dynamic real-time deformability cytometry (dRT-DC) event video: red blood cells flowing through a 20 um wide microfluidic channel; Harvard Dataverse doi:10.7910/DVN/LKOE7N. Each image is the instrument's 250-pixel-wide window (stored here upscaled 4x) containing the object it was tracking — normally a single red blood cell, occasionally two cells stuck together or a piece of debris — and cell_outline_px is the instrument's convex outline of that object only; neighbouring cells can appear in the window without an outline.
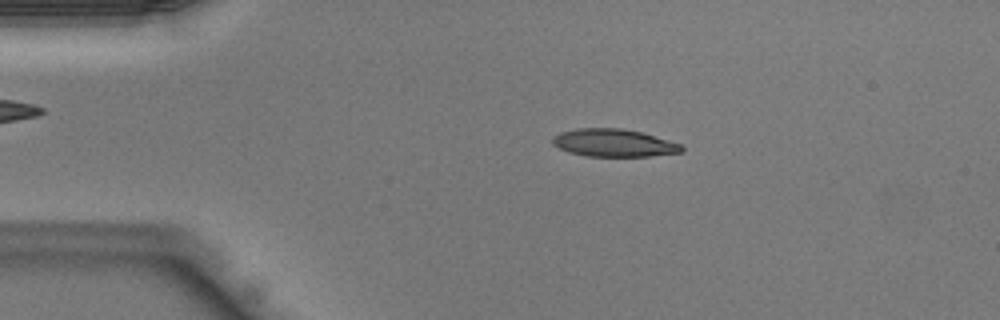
{"species": "Egyptian fruit bat (a non-hibernating species)", "species_latin": "Rousettus aegyptiacus", "temperature_condition": "warm", "stored_images_in_passage": 42, "camera_frame_rate_fps": 3000, "um_per_image_px": 0.085, "animal": {"sex": "male"}, "frame": {"image": 1, "passage_image": 8, "time_ms": 2.333, "image_size_px": [1000, 320], "cell_outline_px": [[684, 152], [648, 156], [588, 156], [568, 152], [552, 144], [552, 136], [560, 132], [580, 128], [624, 128], [644, 132], [680, 144], [684, 148]], "centroid_in_image_um": [52.18, 12.14], "position_along_channel_um": 32.8, "area_um2": 20.92}}
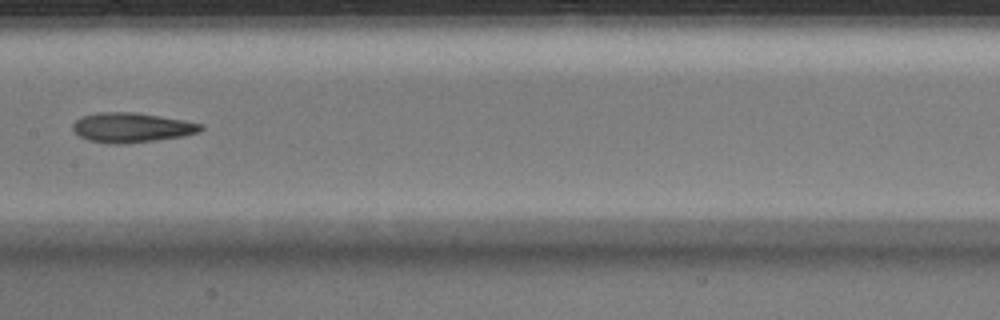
{"frame": {"image": 2, "passage_image": 21, "time_ms": 6.667, "image_size_px": [1000, 320], "cell_outline_px": [[204, 128], [200, 132], [180, 136], [152, 140], [120, 144], [112, 144], [88, 140], [80, 136], [72, 128], [72, 124], [80, 116], [96, 112], [136, 112], [184, 120], [204, 124]], "centroid_in_image_um": [11.17, 10.82], "position_along_channel_um": 196.2, "area_um2": 22.08}}
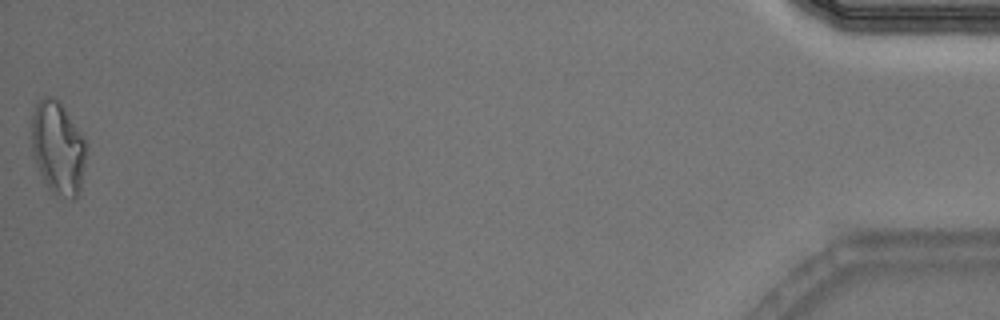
{"frame": {"image": 3, "passage_image": 42, "time_ms": 13.667, "image_size_px": [1000, 320], "cell_outline_px": [[88, 144], [80, 188], [76, 196], [72, 200], [52, 192], [48, 188], [32, 156], [32, 112], [36, 104], [44, 96], [52, 96], [60, 100], [84, 136]], "centroid_in_image_um": [4.94, 12.52], "position_along_channel_um": 430.3, "area_um2": 29.94}}